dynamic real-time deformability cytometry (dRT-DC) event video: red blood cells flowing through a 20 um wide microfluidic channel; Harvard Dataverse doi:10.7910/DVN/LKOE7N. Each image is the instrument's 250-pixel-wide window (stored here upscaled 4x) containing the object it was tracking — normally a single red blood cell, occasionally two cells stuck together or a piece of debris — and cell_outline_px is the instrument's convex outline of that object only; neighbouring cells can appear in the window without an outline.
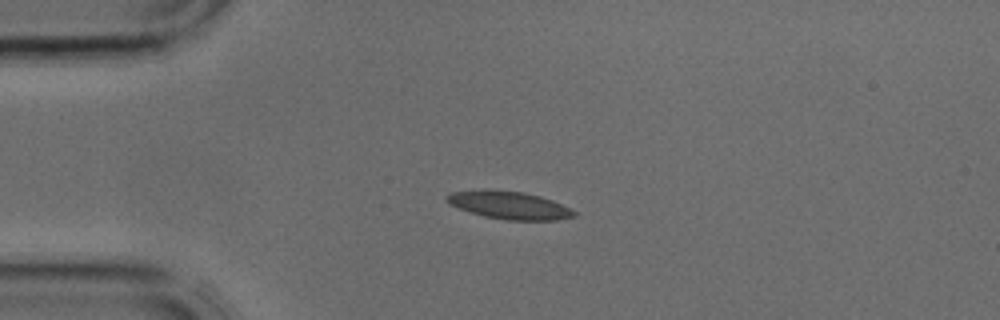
{"species": "common noctule bat (a hibernating species)", "species_latin": "Nyctalus noctula", "temperature_condition": "cold", "stored_images_in_passage": 2, "camera_frame_rate_fps": 3000, "um_per_image_px": 0.085, "animal": {"sex": "male", "body_mass_g": 17.9, "forearm_length_mm": 54.2}, "frame": {"image": 1, "passage_image": 2, "time_ms": 0.333, "image_size_px": [1000, 320], "cell_outline_px": [[576, 216], [556, 220], [508, 220], [484, 216], [448, 204], [444, 200], [444, 196], [452, 192], [524, 192], [540, 196], [552, 200], [576, 212]], "centroid_in_image_um": [43.32, 17.48], "position_along_channel_um": 41.7, "area_um2": 19.65}}